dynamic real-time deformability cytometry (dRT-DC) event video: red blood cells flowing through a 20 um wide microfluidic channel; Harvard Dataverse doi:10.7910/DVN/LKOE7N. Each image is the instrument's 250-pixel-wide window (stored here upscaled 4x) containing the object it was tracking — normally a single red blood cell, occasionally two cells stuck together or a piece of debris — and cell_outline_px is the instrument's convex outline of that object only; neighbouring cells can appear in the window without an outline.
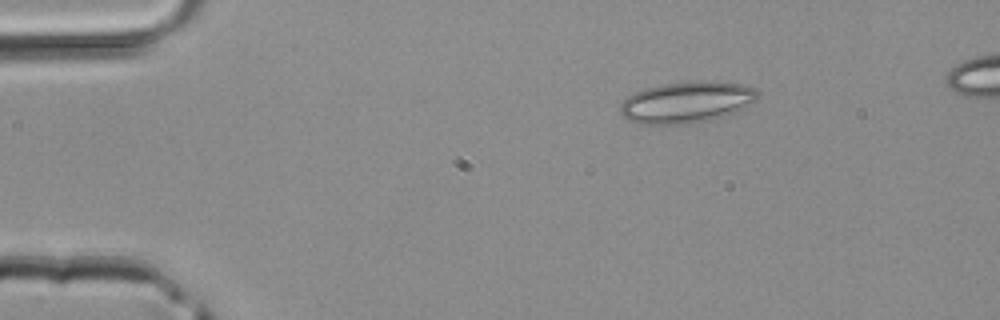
{"species": "common noctule bat (a hibernating species)", "species_latin": "Nyctalus noctula", "temperature_condition": "room temperature", "stored_images_in_passage": 4, "camera_frame_rate_fps": 3000, "um_per_image_px": 0.085, "animal": {"sex": "male", "body_mass_g": 20.4}, "frame": {"image": 1, "passage_image": 4, "time_ms": 1.0, "image_size_px": [1000, 320], "cell_outline_px": [[760, 96], [756, 100], [732, 112], [712, 120], [688, 124], [640, 124], [628, 120], [620, 112], [620, 104], [628, 96], [644, 88], [664, 84], [704, 80], [712, 80], [740, 84], [756, 88], [760, 92]], "centroid_in_image_um": [58.36, 8.68], "position_along_channel_um": 26.6, "area_um2": 33.12}}